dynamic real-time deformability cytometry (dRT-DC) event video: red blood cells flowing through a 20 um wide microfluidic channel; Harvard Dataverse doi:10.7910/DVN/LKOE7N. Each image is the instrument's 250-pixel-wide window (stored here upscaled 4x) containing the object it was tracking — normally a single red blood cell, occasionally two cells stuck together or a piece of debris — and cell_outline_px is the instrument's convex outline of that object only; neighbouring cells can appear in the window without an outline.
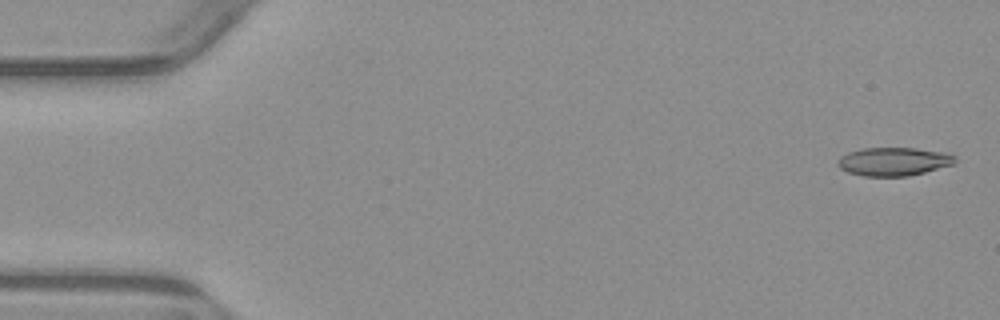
{"species": "common noctule bat (a hibernating species)", "species_latin": "Nyctalus noctula", "temperature_condition": "warm", "stored_images_in_passage": 5, "camera_frame_rate_fps": 3000, "um_per_image_px": 0.085, "animal": {"sex": "male", "body_mass_g": 23.1, "forearm_length_mm": 52.7}, "frame": {"image": 1, "passage_image": 1, "time_ms": 0.0, "image_size_px": [1000, 320], "cell_outline_px": [[956, 164], [908, 176], [864, 176], [848, 172], [840, 168], [836, 164], [840, 156], [848, 152], [864, 148], [916, 148], [944, 152], [956, 156]], "centroid_in_image_um": [75.97, 13.73], "position_along_channel_um": 9.0, "area_um2": 19.48}}
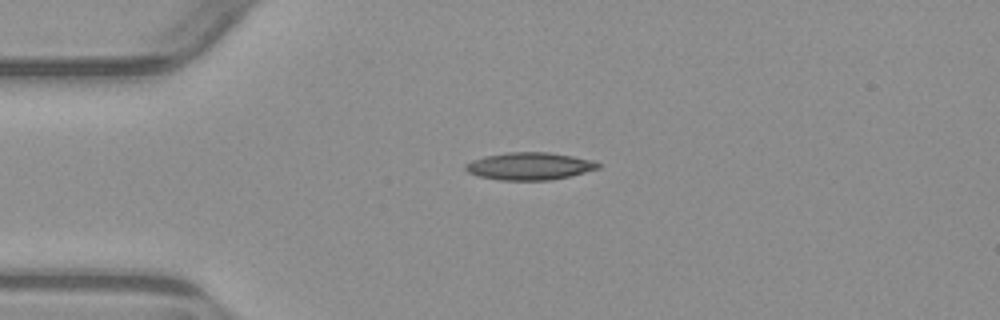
{"frame": {"image": 2, "passage_image": 4, "time_ms": 3.667, "image_size_px": [1000, 320], "cell_outline_px": [[600, 168], [568, 176], [548, 180], [500, 180], [480, 176], [468, 172], [464, 168], [464, 164], [472, 160], [484, 156], [508, 152], [548, 152], [596, 160], [600, 164]], "centroid_in_image_um": [45.01, 14.11], "position_along_channel_um": 40.0, "area_um2": 21.15}}